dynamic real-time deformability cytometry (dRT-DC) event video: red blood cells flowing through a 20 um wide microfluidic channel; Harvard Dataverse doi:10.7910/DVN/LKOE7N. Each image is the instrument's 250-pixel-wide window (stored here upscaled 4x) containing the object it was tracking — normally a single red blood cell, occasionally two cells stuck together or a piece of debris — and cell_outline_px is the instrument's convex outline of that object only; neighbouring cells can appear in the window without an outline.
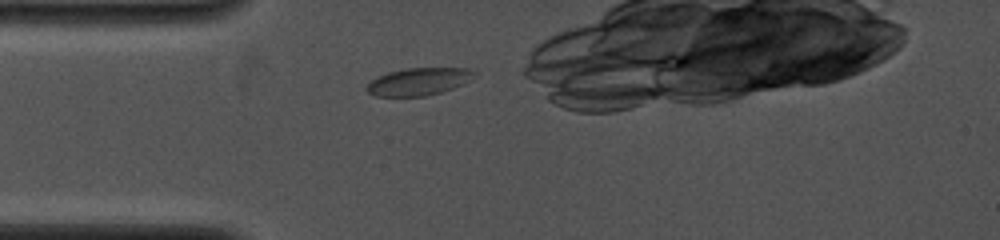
{"species": "common noctule bat (a hibernating species)", "species_latin": "Nyctalus noctula", "temperature_condition": "cold", "stored_images_in_passage": 1, "camera_frame_rate_fps": 4000, "um_per_image_px": 0.085, "animal": {"sex": "female", "body_mass_g": 19.0, "forearm_length_mm": 53.3}, "frame": {"image": 1, "passage_image": 1, "time_ms": 0.0, "image_size_px": [1000, 240], "cell_outline_px": [[476, 72], [464, 84], [440, 92], [424, 96], [376, 96], [368, 92], [364, 88], [372, 80], [388, 72], [404, 68], [468, 68]], "centroid_in_image_um": [35.56, 6.93], "position_along_channel_um": 49.4, "area_um2": 16.99}}